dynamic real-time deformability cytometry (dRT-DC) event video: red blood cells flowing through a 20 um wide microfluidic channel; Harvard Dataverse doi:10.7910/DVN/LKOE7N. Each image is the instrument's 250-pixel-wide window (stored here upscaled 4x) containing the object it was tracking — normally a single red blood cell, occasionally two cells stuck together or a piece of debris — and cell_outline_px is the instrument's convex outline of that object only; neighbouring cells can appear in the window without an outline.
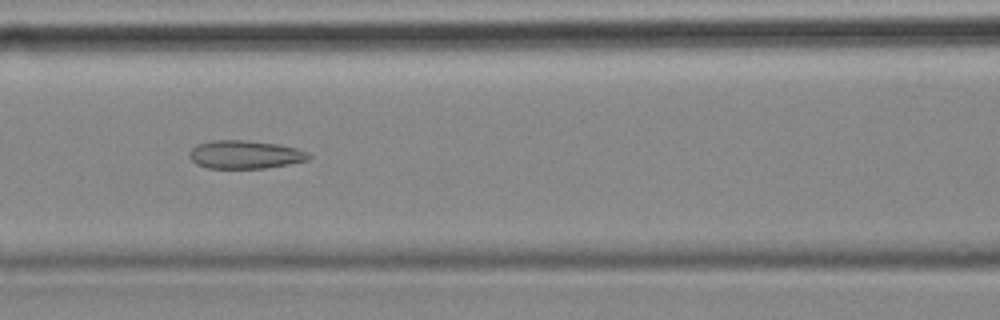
{"species": "common noctule bat (a hibernating species)", "species_latin": "Nyctalus noctula", "temperature_condition": "cold", "stored_images_in_passage": 46, "camera_frame_rate_fps": 3000, "um_per_image_px": 0.085, "animal": {"sex": "female", "body_mass_g": 18.4}, "frame": {"image": 1, "passage_image": 14, "time_ms": 4.333, "image_size_px": [1000, 320], "cell_outline_px": [[312, 156], [308, 160], [288, 164], [264, 168], [208, 168], [196, 164], [188, 156], [188, 152], [196, 144], [212, 140], [244, 140], [276, 144], [296, 148], [308, 152]], "centroid_in_image_um": [20.8, 13.13], "position_along_channel_um": 145.8, "area_um2": 19.65}, "authors_computed_cell_mechanics": {"area_um2": 20.0277, "velocity_mm_per_s": 3.5571, "shape_relaxation_time_tau1_ms": null, "shape_relaxation_time_tau2_ms": 3.8028, "deformation_change_tau1": null, "deformation_change_tau2": 0.1336}}